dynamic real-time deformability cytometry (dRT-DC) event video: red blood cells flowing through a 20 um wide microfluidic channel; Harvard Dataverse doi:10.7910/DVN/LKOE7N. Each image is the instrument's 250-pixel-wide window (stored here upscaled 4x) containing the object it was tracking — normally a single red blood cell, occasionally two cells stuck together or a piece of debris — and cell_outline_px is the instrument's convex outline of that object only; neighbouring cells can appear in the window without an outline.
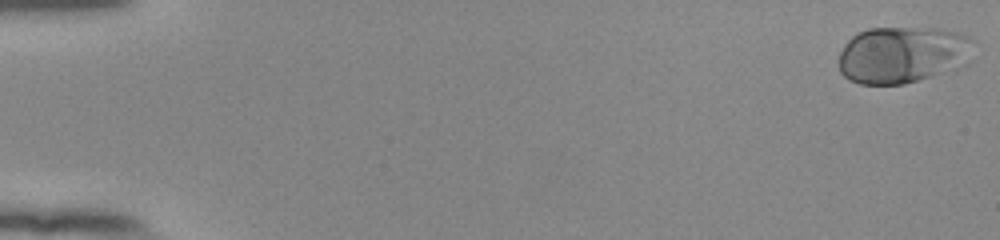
{"species": "human", "species_latin": "Homo sapiens", "temperature_condition": "room temperature", "stored_images_in_passage": 17, "camera_frame_rate_fps": 3000, "um_per_image_px": 0.085, "donor": {"sex": "female"}, "frame": {"image": 1, "passage_image": 1, "time_ms": 0.0, "image_size_px": [1000, 240], "cell_outline_px": [[972, 40], [968, 64], [932, 76], [904, 84], [860, 84], [848, 80], [840, 72], [840, 52], [844, 44], [852, 36], [868, 28], [940, 28], [956, 32], [968, 36]], "centroid_in_image_um": [76.7, 4.65], "position_along_channel_um": 8.3, "area_um2": 44.62}}
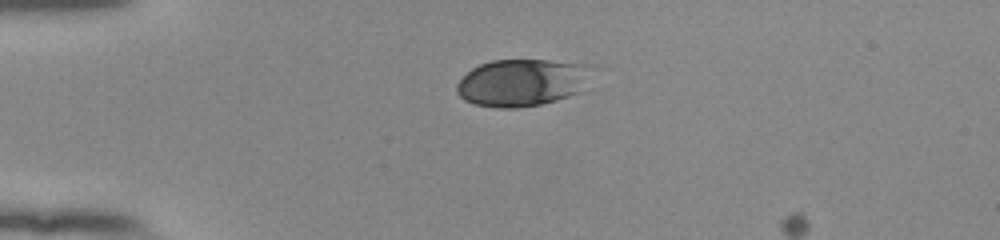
{"frame": {"image": 2, "passage_image": 14, "time_ms": 4.333, "image_size_px": [1000, 240], "cell_outline_px": [[584, 64], [580, 92], [556, 100], [540, 104], [516, 108], [496, 108], [476, 104], [464, 100], [456, 92], [456, 84], [472, 68], [480, 64], [492, 60], [548, 60]], "centroid_in_image_um": [44.2, 7.03], "position_along_channel_um": 40.8, "area_um2": 36.01}}